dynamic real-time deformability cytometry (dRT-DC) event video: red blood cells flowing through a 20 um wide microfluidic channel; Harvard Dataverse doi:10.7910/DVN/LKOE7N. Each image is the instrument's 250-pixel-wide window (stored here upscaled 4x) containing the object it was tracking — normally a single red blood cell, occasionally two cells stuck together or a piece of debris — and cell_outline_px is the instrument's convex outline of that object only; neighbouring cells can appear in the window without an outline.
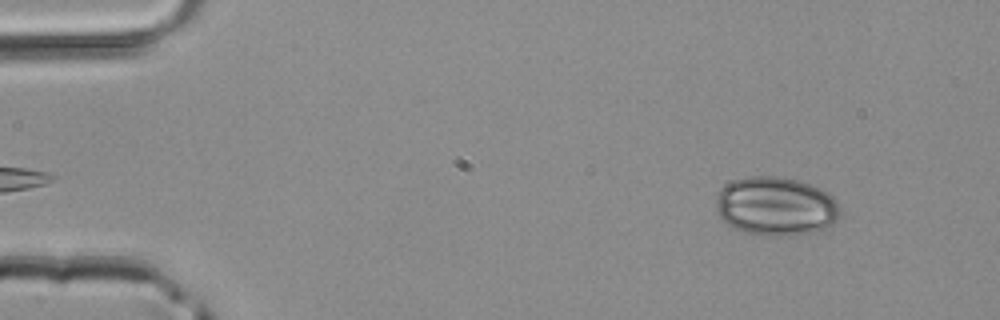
{"species": "common noctule bat (a hibernating species)", "species_latin": "Nyctalus noctula", "temperature_condition": "room temperature", "stored_images_in_passage": 3, "camera_frame_rate_fps": 3000, "um_per_image_px": 0.085, "animal": {"sex": "male", "body_mass_g": 20.4}, "frame": {"image": 1, "passage_image": 3, "time_ms": 0.667, "image_size_px": [1000, 320], "cell_outline_px": [[840, 216], [832, 224], [824, 228], [792, 236], [764, 236], [744, 232], [732, 228], [720, 216], [716, 208], [716, 196], [720, 188], [732, 180], [748, 176], [780, 176], [800, 180], [820, 188], [828, 192], [836, 200], [840, 208]], "centroid_in_image_um": [65.93, 17.52], "position_along_channel_um": 19.1, "area_um2": 43.0}}